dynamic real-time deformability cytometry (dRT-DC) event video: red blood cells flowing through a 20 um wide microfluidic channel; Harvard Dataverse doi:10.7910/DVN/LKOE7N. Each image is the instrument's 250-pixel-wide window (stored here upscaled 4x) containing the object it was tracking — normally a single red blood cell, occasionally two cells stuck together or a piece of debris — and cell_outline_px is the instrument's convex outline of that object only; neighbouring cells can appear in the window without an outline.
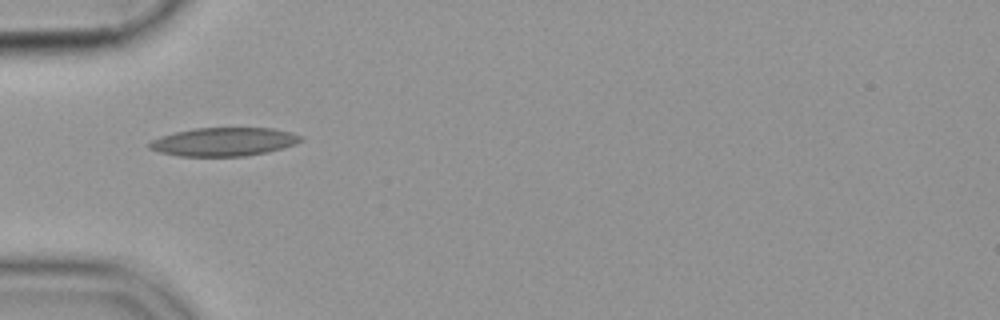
{"species": "common noctule bat (a hibernating species)", "species_latin": "Nyctalus noctula", "temperature_condition": "cold", "stored_images_in_passage": 5, "camera_frame_rate_fps": 3000, "um_per_image_px": 0.085, "animal": {"sex": "female", "body_mass_g": 19.9}, "frame": {"image": 1, "passage_image": 1, "time_ms": 0.0, "image_size_px": [1000, 320], "cell_outline_px": [[304, 140], [296, 144], [284, 148], [268, 152], [248, 156], [180, 156], [160, 152], [148, 148], [148, 144], [152, 140], [160, 136], [192, 128], [272, 128], [304, 136]], "centroid_in_image_um": [19.05, 12.05], "position_along_channel_um": 65.9, "area_um2": 25.26}}
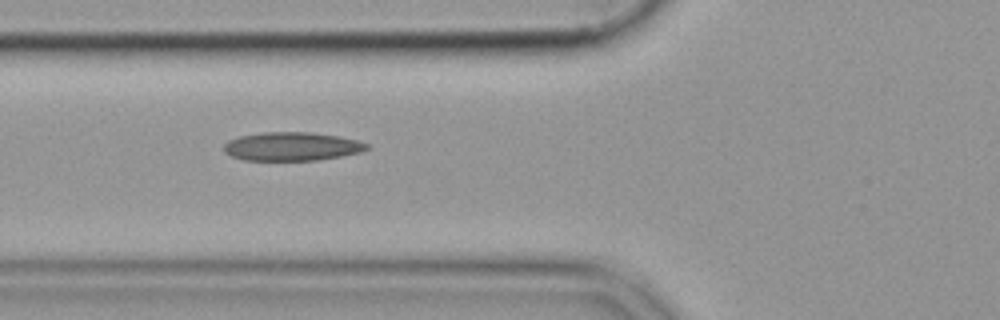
{"frame": {"image": 2, "passage_image": 4, "time_ms": 1.0, "image_size_px": [1000, 320], "cell_outline_px": [[372, 148], [360, 152], [340, 156], [316, 160], [244, 160], [232, 156], [224, 152], [224, 144], [228, 140], [240, 136], [264, 132], [312, 132], [340, 136], [356, 140], [368, 144]], "centroid_in_image_um": [24.82, 12.44], "position_along_channel_um": 101.0, "area_um2": 23.81}}